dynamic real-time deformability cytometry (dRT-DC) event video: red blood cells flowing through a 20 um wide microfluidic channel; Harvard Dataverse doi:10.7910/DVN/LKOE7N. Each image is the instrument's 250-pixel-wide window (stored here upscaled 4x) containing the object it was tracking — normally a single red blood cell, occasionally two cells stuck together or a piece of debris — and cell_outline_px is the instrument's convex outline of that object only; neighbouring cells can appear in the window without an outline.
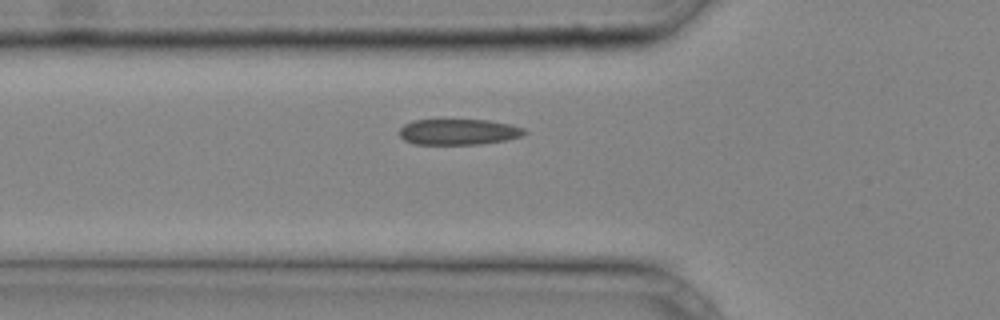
{"species": "common noctule bat (a hibernating species)", "species_latin": "Nyctalus noctula", "temperature_condition": "cold", "stored_images_in_passage": 25, "camera_frame_rate_fps": 3000, "um_per_image_px": 0.085, "animal": {"sex": "male", "body_mass_g": 20.4}, "frame": {"image": 1, "passage_image": 4, "time_ms": 1.0, "image_size_px": [1000, 320], "cell_outline_px": [[528, 132], [524, 136], [508, 140], [480, 144], [412, 144], [404, 140], [400, 136], [400, 128], [404, 124], [412, 120], [440, 116], [488, 120], [512, 124], [524, 128]], "centroid_in_image_um": [38.96, 11.15], "position_along_channel_um": 86.8, "area_um2": 20.17}}
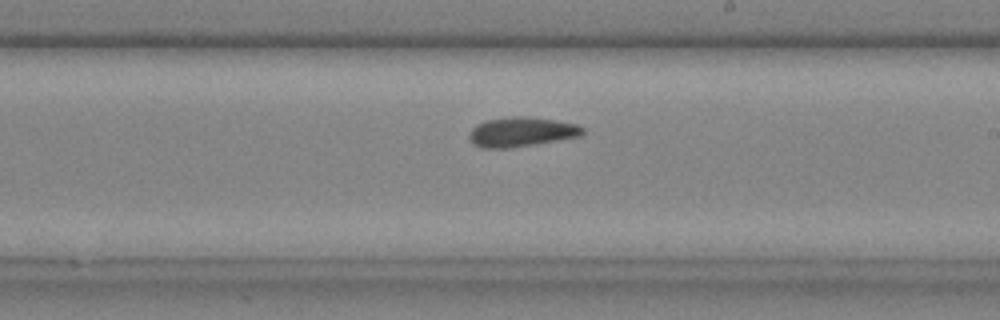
{"frame": {"image": 2, "passage_image": 14, "time_ms": 4.333, "image_size_px": [1000, 320], "cell_outline_px": [[584, 132], [580, 136], [508, 148], [484, 148], [472, 144], [468, 136], [472, 128], [476, 124], [484, 120], [504, 116], [528, 116], [556, 120], [576, 124], [584, 128]], "centroid_in_image_um": [44.27, 11.19], "position_along_channel_um": 244.7, "area_um2": 19.65}}